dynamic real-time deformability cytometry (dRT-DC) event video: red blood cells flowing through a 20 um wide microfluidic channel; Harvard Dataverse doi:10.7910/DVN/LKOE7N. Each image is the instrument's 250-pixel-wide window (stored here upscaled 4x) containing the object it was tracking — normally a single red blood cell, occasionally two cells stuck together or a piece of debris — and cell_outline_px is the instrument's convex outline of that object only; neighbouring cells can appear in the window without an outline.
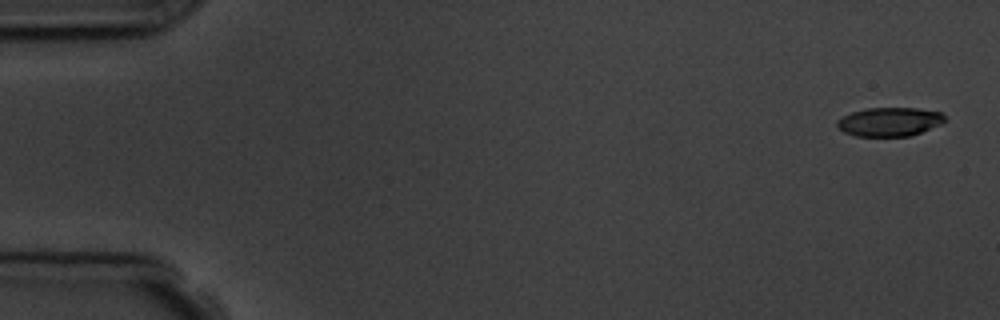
{"species": "common noctule bat (a hibernating species)", "species_latin": "Nyctalus noctula", "temperature_condition": "room temperature", "stored_images_in_passage": 10, "camera_frame_rate_fps": 3000, "um_per_image_px": 0.085, "animal": {"sex": "male", "body_mass_g": 19.5, "forearm_length_mm": 54.6}, "frame": {"image": 1, "passage_image": 1, "time_ms": 0.0, "image_size_px": [1000, 320], "cell_outline_px": [[944, 120], [940, 124], [920, 132], [908, 136], [856, 136], [844, 132], [836, 124], [836, 120], [852, 112], [868, 108], [916, 108], [940, 112], [944, 116]], "centroid_in_image_um": [75.58, 10.35], "position_along_channel_um": 9.4, "area_um2": 17.8}}
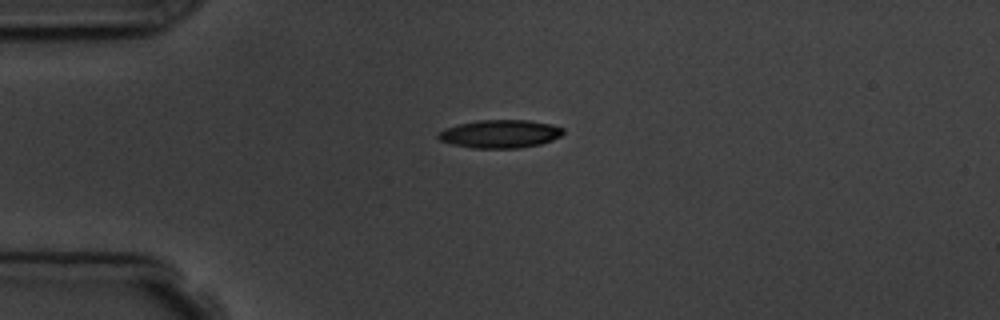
{"frame": {"image": 2, "passage_image": 5, "time_ms": 4.0, "image_size_px": [1000, 320], "cell_outline_px": [[564, 132], [560, 136], [552, 140], [540, 144], [520, 148], [472, 148], [452, 144], [440, 140], [436, 136], [444, 128], [476, 120], [528, 120], [552, 124], [564, 128]], "centroid_in_image_um": [42.52, 11.38], "position_along_channel_um": 42.5, "area_um2": 20.52}}